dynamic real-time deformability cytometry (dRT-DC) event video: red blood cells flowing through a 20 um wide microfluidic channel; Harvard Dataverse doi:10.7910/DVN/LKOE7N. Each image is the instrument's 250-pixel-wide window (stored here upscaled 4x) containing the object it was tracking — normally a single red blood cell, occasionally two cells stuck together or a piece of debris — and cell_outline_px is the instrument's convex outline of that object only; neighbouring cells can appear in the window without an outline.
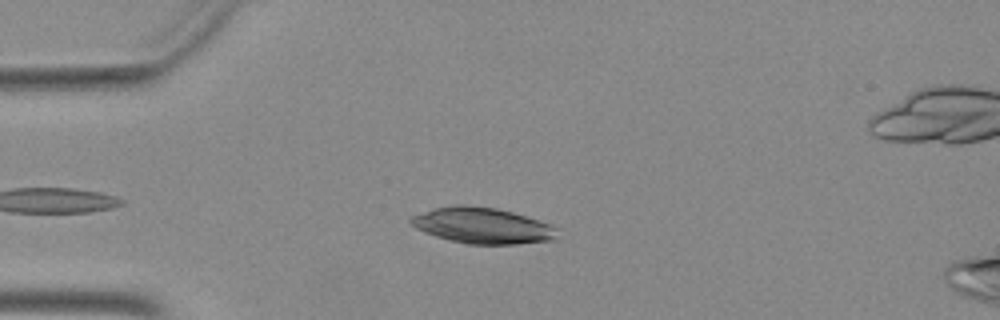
{"species": "Egyptian fruit bat (a non-hibernating species)", "species_latin": "Rousettus aegyptiacus", "temperature_condition": "warm", "stored_images_in_passage": 34, "camera_frame_rate_fps": 3000, "um_per_image_px": 0.085, "animal": {"sex": "female"}, "frame": {"image": 1, "passage_image": 4, "time_ms": 1.0, "image_size_px": [1000, 320], "cell_outline_px": [[556, 240], [516, 244], [468, 244], [436, 236], [424, 232], [416, 228], [408, 220], [412, 216], [436, 208], [452, 204], [464, 204], [496, 208], [512, 212], [548, 224], [556, 228]], "centroid_in_image_um": [40.99, 19.17], "position_along_channel_um": 44.0, "area_um2": 30.35}}
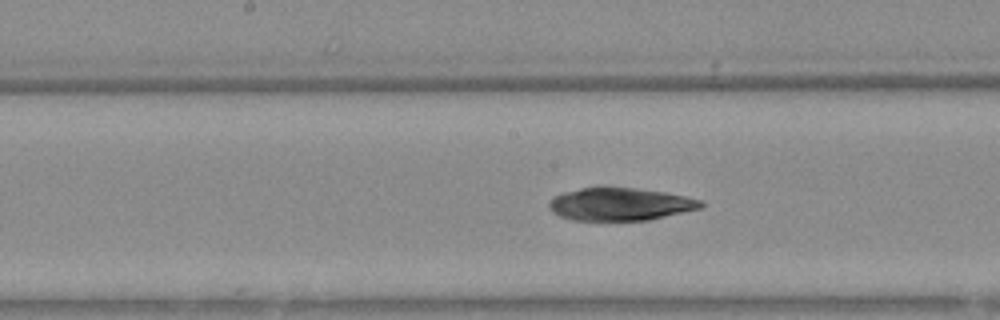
{"frame": {"image": 2, "passage_image": 17, "time_ms": 5.333, "image_size_px": [1000, 320], "cell_outline_px": [[704, 204], [700, 208], [652, 220], [572, 220], [560, 216], [552, 212], [548, 204], [556, 196], [564, 192], [580, 188], [632, 188], [664, 192], [684, 196], [700, 200]], "centroid_in_image_um": [52.72, 17.37], "position_along_channel_um": 195.5, "area_um2": 28.55}}
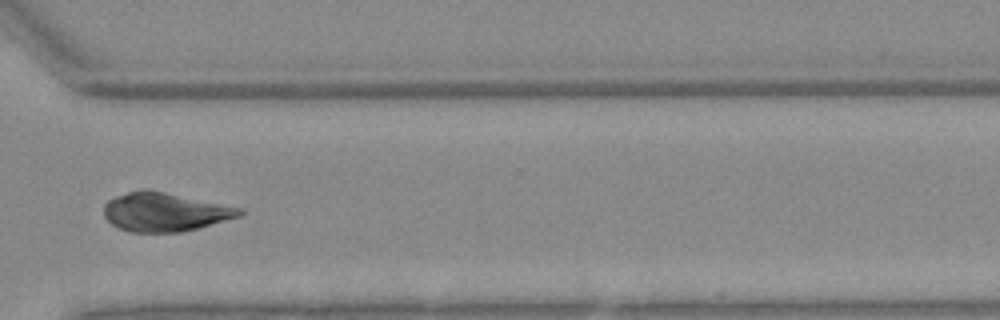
{"frame": {"image": 3, "passage_image": 29, "time_ms": 9.333, "image_size_px": [1000, 320], "cell_outline_px": [[244, 212], [240, 216], [200, 228], [180, 232], [132, 232], [120, 228], [112, 224], [104, 216], [104, 204], [108, 200], [116, 196], [140, 188], [148, 188], [244, 208]], "centroid_in_image_um": [14.03, 18.0], "position_along_channel_um": 356.6, "area_um2": 30.98}}